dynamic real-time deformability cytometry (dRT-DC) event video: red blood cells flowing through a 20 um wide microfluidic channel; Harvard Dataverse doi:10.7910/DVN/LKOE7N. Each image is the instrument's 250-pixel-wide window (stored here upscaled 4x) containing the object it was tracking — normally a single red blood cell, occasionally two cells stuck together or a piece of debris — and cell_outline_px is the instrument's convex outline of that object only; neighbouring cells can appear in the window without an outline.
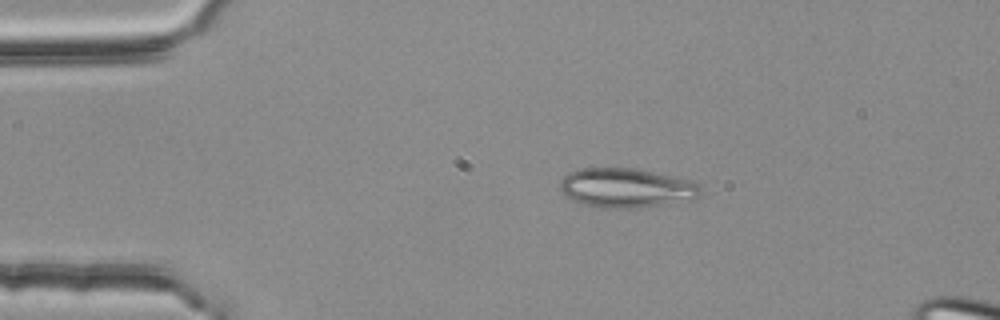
{"species": "common noctule bat (a hibernating species)", "species_latin": "Nyctalus noctula", "temperature_condition": "room temperature", "stored_images_in_passage": 3, "camera_frame_rate_fps": 3000, "um_per_image_px": 0.085, "animal": {"sex": "female", "body_mass_g": 25.1}, "frame": {"image": 1, "passage_image": 2, "time_ms": 0.333, "image_size_px": [1000, 320], "cell_outline_px": [[700, 192], [692, 200], [640, 208], [600, 208], [580, 204], [564, 196], [560, 188], [560, 180], [568, 172], [580, 168], [636, 168], [688, 180], [700, 184]], "centroid_in_image_um": [53.18, 15.98], "position_along_channel_um": 31.8, "area_um2": 32.48}}